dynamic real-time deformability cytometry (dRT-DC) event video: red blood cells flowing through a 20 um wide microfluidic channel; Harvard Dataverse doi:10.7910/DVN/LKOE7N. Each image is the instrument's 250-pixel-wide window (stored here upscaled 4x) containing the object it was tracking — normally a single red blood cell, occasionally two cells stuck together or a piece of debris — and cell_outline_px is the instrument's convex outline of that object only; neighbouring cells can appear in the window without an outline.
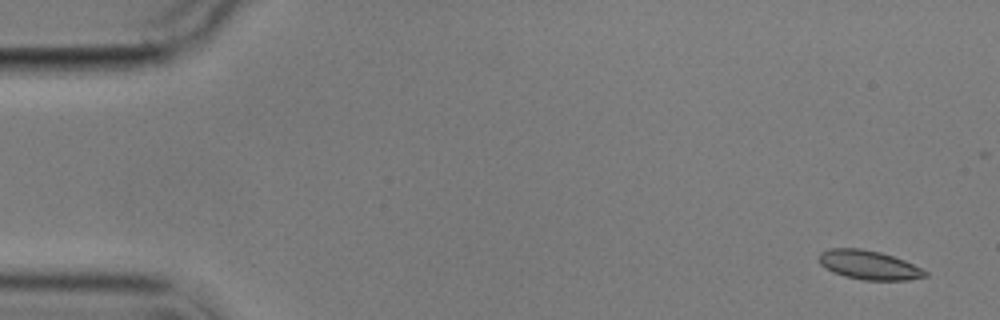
{"species": "common noctule bat (a hibernating species)", "species_latin": "Nyctalus noctula", "temperature_condition": "cold", "stored_images_in_passage": 4, "camera_frame_rate_fps": 3000, "um_per_image_px": 0.085, "animal": {"sex": "male", "body_mass_g": 17.9}, "frame": {"image": 1, "passage_image": 1, "time_ms": 0.0, "image_size_px": [1000, 320], "cell_outline_px": [[928, 276], [908, 280], [864, 280], [844, 276], [832, 272], [820, 264], [820, 252], [828, 248], [860, 248], [880, 252], [904, 260], [928, 272]], "centroid_in_image_um": [73.84, 22.52], "position_along_channel_um": 11.2, "area_um2": 17.92}}
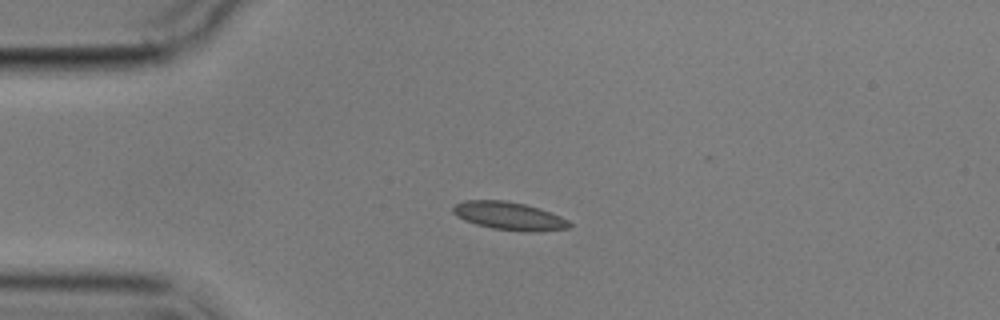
{"frame": {"image": 2, "passage_image": 3, "time_ms": 3.667, "image_size_px": [1000, 320], "cell_outline_px": [[572, 224], [568, 228], [532, 232], [524, 232], [492, 228], [476, 224], [464, 220], [456, 216], [452, 212], [452, 208], [456, 204], [464, 200], [504, 200], [524, 204], [540, 208], [560, 216], [568, 220]], "centroid_in_image_um": [43.26, 18.35], "position_along_channel_um": 41.7, "area_um2": 19.02}}